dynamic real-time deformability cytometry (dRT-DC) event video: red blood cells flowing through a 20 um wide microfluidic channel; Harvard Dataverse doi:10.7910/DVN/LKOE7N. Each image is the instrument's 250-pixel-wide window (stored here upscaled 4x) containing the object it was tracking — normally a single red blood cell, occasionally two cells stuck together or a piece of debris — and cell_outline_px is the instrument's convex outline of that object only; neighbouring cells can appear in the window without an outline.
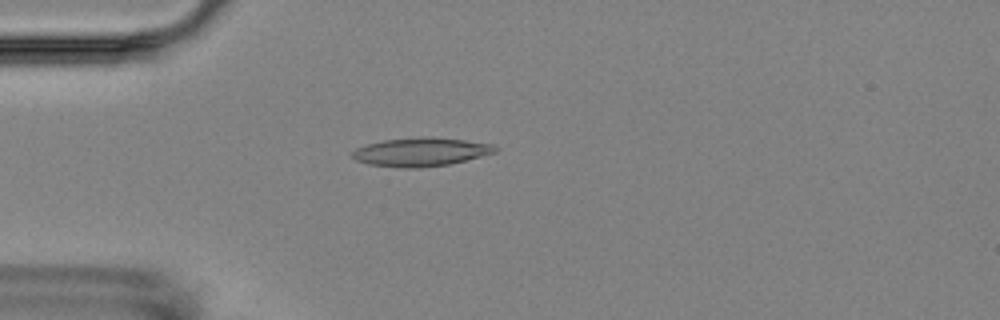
{"species": "Egyptian fruit bat (a non-hibernating species)", "species_latin": "Rousettus aegyptiacus", "temperature_condition": "room temperature", "stored_images_in_passage": 2, "camera_frame_rate_fps": 3000, "um_per_image_px": 0.085, "animal": {"sex": "female"}, "frame": {"image": 1, "passage_image": 2, "time_ms": 1.0, "image_size_px": [1000, 320], "cell_outline_px": [[496, 152], [448, 164], [420, 168], [404, 168], [368, 164], [356, 160], [352, 156], [352, 152], [356, 148], [368, 144], [384, 140], [464, 140], [492, 144], [496, 148]], "centroid_in_image_um": [35.72, 12.97], "position_along_channel_um": 49.3, "area_um2": 22.31}}